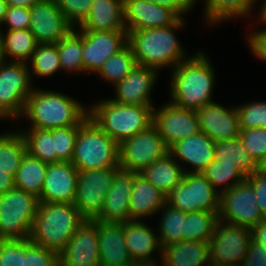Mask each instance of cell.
Masks as SVG:
<instances>
[{
  "label": "cell",
  "mask_w": 266,
  "mask_h": 266,
  "mask_svg": "<svg viewBox=\"0 0 266 266\" xmlns=\"http://www.w3.org/2000/svg\"><path fill=\"white\" fill-rule=\"evenodd\" d=\"M171 73L170 103L179 108L197 110L214 102V66L202 50L181 62Z\"/></svg>",
  "instance_id": "1"
},
{
  "label": "cell",
  "mask_w": 266,
  "mask_h": 266,
  "mask_svg": "<svg viewBox=\"0 0 266 266\" xmlns=\"http://www.w3.org/2000/svg\"><path fill=\"white\" fill-rule=\"evenodd\" d=\"M185 22L184 18H180L169 27L127 31L128 45L133 51L137 64L160 72L170 66L173 69L190 58L191 56H186V50L175 34L184 27Z\"/></svg>",
  "instance_id": "2"
},
{
  "label": "cell",
  "mask_w": 266,
  "mask_h": 266,
  "mask_svg": "<svg viewBox=\"0 0 266 266\" xmlns=\"http://www.w3.org/2000/svg\"><path fill=\"white\" fill-rule=\"evenodd\" d=\"M64 93L34 88L26 99L22 117L30 127L52 130L79 126L88 116L89 109Z\"/></svg>",
  "instance_id": "3"
},
{
  "label": "cell",
  "mask_w": 266,
  "mask_h": 266,
  "mask_svg": "<svg viewBox=\"0 0 266 266\" xmlns=\"http://www.w3.org/2000/svg\"><path fill=\"white\" fill-rule=\"evenodd\" d=\"M84 220L74 203H39L29 239L59 255Z\"/></svg>",
  "instance_id": "4"
},
{
  "label": "cell",
  "mask_w": 266,
  "mask_h": 266,
  "mask_svg": "<svg viewBox=\"0 0 266 266\" xmlns=\"http://www.w3.org/2000/svg\"><path fill=\"white\" fill-rule=\"evenodd\" d=\"M89 107V117L119 145L153 123L151 106L120 104L107 98Z\"/></svg>",
  "instance_id": "5"
},
{
  "label": "cell",
  "mask_w": 266,
  "mask_h": 266,
  "mask_svg": "<svg viewBox=\"0 0 266 266\" xmlns=\"http://www.w3.org/2000/svg\"><path fill=\"white\" fill-rule=\"evenodd\" d=\"M71 163L78 171L120 167L119 144L88 116L79 125Z\"/></svg>",
  "instance_id": "6"
},
{
  "label": "cell",
  "mask_w": 266,
  "mask_h": 266,
  "mask_svg": "<svg viewBox=\"0 0 266 266\" xmlns=\"http://www.w3.org/2000/svg\"><path fill=\"white\" fill-rule=\"evenodd\" d=\"M39 199L13 188L0 195V240H22L31 235Z\"/></svg>",
  "instance_id": "7"
},
{
  "label": "cell",
  "mask_w": 266,
  "mask_h": 266,
  "mask_svg": "<svg viewBox=\"0 0 266 266\" xmlns=\"http://www.w3.org/2000/svg\"><path fill=\"white\" fill-rule=\"evenodd\" d=\"M31 80L32 76L25 62L7 61L0 65L1 120H15L22 116L26 99L35 88Z\"/></svg>",
  "instance_id": "8"
},
{
  "label": "cell",
  "mask_w": 266,
  "mask_h": 266,
  "mask_svg": "<svg viewBox=\"0 0 266 266\" xmlns=\"http://www.w3.org/2000/svg\"><path fill=\"white\" fill-rule=\"evenodd\" d=\"M166 203L184 213L219 212L220 193L202 173L186 172L166 196Z\"/></svg>",
  "instance_id": "9"
},
{
  "label": "cell",
  "mask_w": 266,
  "mask_h": 266,
  "mask_svg": "<svg viewBox=\"0 0 266 266\" xmlns=\"http://www.w3.org/2000/svg\"><path fill=\"white\" fill-rule=\"evenodd\" d=\"M264 219L252 185L246 179L220 192L218 220L251 229Z\"/></svg>",
  "instance_id": "10"
},
{
  "label": "cell",
  "mask_w": 266,
  "mask_h": 266,
  "mask_svg": "<svg viewBox=\"0 0 266 266\" xmlns=\"http://www.w3.org/2000/svg\"><path fill=\"white\" fill-rule=\"evenodd\" d=\"M118 168L78 171L74 205L84 219L95 220L100 215Z\"/></svg>",
  "instance_id": "11"
},
{
  "label": "cell",
  "mask_w": 266,
  "mask_h": 266,
  "mask_svg": "<svg viewBox=\"0 0 266 266\" xmlns=\"http://www.w3.org/2000/svg\"><path fill=\"white\" fill-rule=\"evenodd\" d=\"M168 152L163 138L152 124L119 145L120 167L141 173Z\"/></svg>",
  "instance_id": "12"
},
{
  "label": "cell",
  "mask_w": 266,
  "mask_h": 266,
  "mask_svg": "<svg viewBox=\"0 0 266 266\" xmlns=\"http://www.w3.org/2000/svg\"><path fill=\"white\" fill-rule=\"evenodd\" d=\"M250 241L249 228L218 220L208 241L210 260L228 266H241Z\"/></svg>",
  "instance_id": "13"
},
{
  "label": "cell",
  "mask_w": 266,
  "mask_h": 266,
  "mask_svg": "<svg viewBox=\"0 0 266 266\" xmlns=\"http://www.w3.org/2000/svg\"><path fill=\"white\" fill-rule=\"evenodd\" d=\"M152 124L168 148L175 142L200 132L196 110L179 108L169 101L159 108H153Z\"/></svg>",
  "instance_id": "14"
},
{
  "label": "cell",
  "mask_w": 266,
  "mask_h": 266,
  "mask_svg": "<svg viewBox=\"0 0 266 266\" xmlns=\"http://www.w3.org/2000/svg\"><path fill=\"white\" fill-rule=\"evenodd\" d=\"M29 30L38 44H56L75 27L64 17L56 0H39L31 8Z\"/></svg>",
  "instance_id": "15"
},
{
  "label": "cell",
  "mask_w": 266,
  "mask_h": 266,
  "mask_svg": "<svg viewBox=\"0 0 266 266\" xmlns=\"http://www.w3.org/2000/svg\"><path fill=\"white\" fill-rule=\"evenodd\" d=\"M83 34V72L96 74L104 62L128 44L127 31L80 30Z\"/></svg>",
  "instance_id": "16"
},
{
  "label": "cell",
  "mask_w": 266,
  "mask_h": 266,
  "mask_svg": "<svg viewBox=\"0 0 266 266\" xmlns=\"http://www.w3.org/2000/svg\"><path fill=\"white\" fill-rule=\"evenodd\" d=\"M59 266H100L98 221L85 219L59 254Z\"/></svg>",
  "instance_id": "17"
},
{
  "label": "cell",
  "mask_w": 266,
  "mask_h": 266,
  "mask_svg": "<svg viewBox=\"0 0 266 266\" xmlns=\"http://www.w3.org/2000/svg\"><path fill=\"white\" fill-rule=\"evenodd\" d=\"M127 31L174 25L181 17L171 8L145 0H123Z\"/></svg>",
  "instance_id": "18"
},
{
  "label": "cell",
  "mask_w": 266,
  "mask_h": 266,
  "mask_svg": "<svg viewBox=\"0 0 266 266\" xmlns=\"http://www.w3.org/2000/svg\"><path fill=\"white\" fill-rule=\"evenodd\" d=\"M139 173L119 167L114 174L104 207L95 219L102 222L124 223L130 221L129 198Z\"/></svg>",
  "instance_id": "19"
},
{
  "label": "cell",
  "mask_w": 266,
  "mask_h": 266,
  "mask_svg": "<svg viewBox=\"0 0 266 266\" xmlns=\"http://www.w3.org/2000/svg\"><path fill=\"white\" fill-rule=\"evenodd\" d=\"M159 71L136 65V67L119 83L115 85V97L112 101L120 104H131L139 106H151L154 108L153 99L151 100L152 90Z\"/></svg>",
  "instance_id": "20"
},
{
  "label": "cell",
  "mask_w": 266,
  "mask_h": 266,
  "mask_svg": "<svg viewBox=\"0 0 266 266\" xmlns=\"http://www.w3.org/2000/svg\"><path fill=\"white\" fill-rule=\"evenodd\" d=\"M200 132L213 141L235 139L240 136V123L236 107L227 108L217 102L196 110Z\"/></svg>",
  "instance_id": "21"
},
{
  "label": "cell",
  "mask_w": 266,
  "mask_h": 266,
  "mask_svg": "<svg viewBox=\"0 0 266 266\" xmlns=\"http://www.w3.org/2000/svg\"><path fill=\"white\" fill-rule=\"evenodd\" d=\"M78 170L71 162L48 164L39 203H74Z\"/></svg>",
  "instance_id": "22"
},
{
  "label": "cell",
  "mask_w": 266,
  "mask_h": 266,
  "mask_svg": "<svg viewBox=\"0 0 266 266\" xmlns=\"http://www.w3.org/2000/svg\"><path fill=\"white\" fill-rule=\"evenodd\" d=\"M125 225V242L133 262L137 266H156L154 254L161 251L157 233L143 220H131ZM156 262V263H155Z\"/></svg>",
  "instance_id": "23"
},
{
  "label": "cell",
  "mask_w": 266,
  "mask_h": 266,
  "mask_svg": "<svg viewBox=\"0 0 266 266\" xmlns=\"http://www.w3.org/2000/svg\"><path fill=\"white\" fill-rule=\"evenodd\" d=\"M168 150L178 163L182 161L181 166H191L187 173H201L215 160V141L203 132L175 142Z\"/></svg>",
  "instance_id": "24"
},
{
  "label": "cell",
  "mask_w": 266,
  "mask_h": 266,
  "mask_svg": "<svg viewBox=\"0 0 266 266\" xmlns=\"http://www.w3.org/2000/svg\"><path fill=\"white\" fill-rule=\"evenodd\" d=\"M100 265L135 264L125 242L123 223L98 221Z\"/></svg>",
  "instance_id": "25"
},
{
  "label": "cell",
  "mask_w": 266,
  "mask_h": 266,
  "mask_svg": "<svg viewBox=\"0 0 266 266\" xmlns=\"http://www.w3.org/2000/svg\"><path fill=\"white\" fill-rule=\"evenodd\" d=\"M76 28L94 31H127L123 0H94L88 16Z\"/></svg>",
  "instance_id": "26"
},
{
  "label": "cell",
  "mask_w": 266,
  "mask_h": 266,
  "mask_svg": "<svg viewBox=\"0 0 266 266\" xmlns=\"http://www.w3.org/2000/svg\"><path fill=\"white\" fill-rule=\"evenodd\" d=\"M165 203L166 196L139 173L129 198L130 221L152 217L160 212Z\"/></svg>",
  "instance_id": "27"
},
{
  "label": "cell",
  "mask_w": 266,
  "mask_h": 266,
  "mask_svg": "<svg viewBox=\"0 0 266 266\" xmlns=\"http://www.w3.org/2000/svg\"><path fill=\"white\" fill-rule=\"evenodd\" d=\"M160 266H206L210 261L208 242L181 241L162 247Z\"/></svg>",
  "instance_id": "28"
},
{
  "label": "cell",
  "mask_w": 266,
  "mask_h": 266,
  "mask_svg": "<svg viewBox=\"0 0 266 266\" xmlns=\"http://www.w3.org/2000/svg\"><path fill=\"white\" fill-rule=\"evenodd\" d=\"M188 170L168 152L140 174L167 196L179 184Z\"/></svg>",
  "instance_id": "29"
},
{
  "label": "cell",
  "mask_w": 266,
  "mask_h": 266,
  "mask_svg": "<svg viewBox=\"0 0 266 266\" xmlns=\"http://www.w3.org/2000/svg\"><path fill=\"white\" fill-rule=\"evenodd\" d=\"M257 2L259 0H205L204 20L211 26L228 19L248 18Z\"/></svg>",
  "instance_id": "30"
},
{
  "label": "cell",
  "mask_w": 266,
  "mask_h": 266,
  "mask_svg": "<svg viewBox=\"0 0 266 266\" xmlns=\"http://www.w3.org/2000/svg\"><path fill=\"white\" fill-rule=\"evenodd\" d=\"M215 159L237 165V170L245 178L259 170V164L249 155L239 137L215 142Z\"/></svg>",
  "instance_id": "31"
},
{
  "label": "cell",
  "mask_w": 266,
  "mask_h": 266,
  "mask_svg": "<svg viewBox=\"0 0 266 266\" xmlns=\"http://www.w3.org/2000/svg\"><path fill=\"white\" fill-rule=\"evenodd\" d=\"M48 163L31 156L28 152L14 176L15 188L30 193L37 198L42 192Z\"/></svg>",
  "instance_id": "32"
},
{
  "label": "cell",
  "mask_w": 266,
  "mask_h": 266,
  "mask_svg": "<svg viewBox=\"0 0 266 266\" xmlns=\"http://www.w3.org/2000/svg\"><path fill=\"white\" fill-rule=\"evenodd\" d=\"M27 153V146L20 129L0 134V170L15 176Z\"/></svg>",
  "instance_id": "33"
},
{
  "label": "cell",
  "mask_w": 266,
  "mask_h": 266,
  "mask_svg": "<svg viewBox=\"0 0 266 266\" xmlns=\"http://www.w3.org/2000/svg\"><path fill=\"white\" fill-rule=\"evenodd\" d=\"M2 35L7 61L29 62L38 45L32 32L29 29L6 30Z\"/></svg>",
  "instance_id": "34"
},
{
  "label": "cell",
  "mask_w": 266,
  "mask_h": 266,
  "mask_svg": "<svg viewBox=\"0 0 266 266\" xmlns=\"http://www.w3.org/2000/svg\"><path fill=\"white\" fill-rule=\"evenodd\" d=\"M61 70L83 73V34L76 27L56 43Z\"/></svg>",
  "instance_id": "35"
},
{
  "label": "cell",
  "mask_w": 266,
  "mask_h": 266,
  "mask_svg": "<svg viewBox=\"0 0 266 266\" xmlns=\"http://www.w3.org/2000/svg\"><path fill=\"white\" fill-rule=\"evenodd\" d=\"M218 213L207 211L186 213L182 241L208 242L214 233Z\"/></svg>",
  "instance_id": "36"
},
{
  "label": "cell",
  "mask_w": 266,
  "mask_h": 266,
  "mask_svg": "<svg viewBox=\"0 0 266 266\" xmlns=\"http://www.w3.org/2000/svg\"><path fill=\"white\" fill-rule=\"evenodd\" d=\"M137 65L131 47L127 44L117 54L109 57L96 75L115 86L122 81Z\"/></svg>",
  "instance_id": "37"
},
{
  "label": "cell",
  "mask_w": 266,
  "mask_h": 266,
  "mask_svg": "<svg viewBox=\"0 0 266 266\" xmlns=\"http://www.w3.org/2000/svg\"><path fill=\"white\" fill-rule=\"evenodd\" d=\"M160 211L162 212V217L158 222L159 230L157 235L161 248L181 242L186 213L171 207L167 203H165Z\"/></svg>",
  "instance_id": "38"
},
{
  "label": "cell",
  "mask_w": 266,
  "mask_h": 266,
  "mask_svg": "<svg viewBox=\"0 0 266 266\" xmlns=\"http://www.w3.org/2000/svg\"><path fill=\"white\" fill-rule=\"evenodd\" d=\"M20 130L26 142L27 152L45 163H56V151L53 140V129Z\"/></svg>",
  "instance_id": "39"
},
{
  "label": "cell",
  "mask_w": 266,
  "mask_h": 266,
  "mask_svg": "<svg viewBox=\"0 0 266 266\" xmlns=\"http://www.w3.org/2000/svg\"><path fill=\"white\" fill-rule=\"evenodd\" d=\"M29 61L27 65L32 76L51 77L62 71L56 44H38Z\"/></svg>",
  "instance_id": "40"
},
{
  "label": "cell",
  "mask_w": 266,
  "mask_h": 266,
  "mask_svg": "<svg viewBox=\"0 0 266 266\" xmlns=\"http://www.w3.org/2000/svg\"><path fill=\"white\" fill-rule=\"evenodd\" d=\"M201 173L211 182L219 193L232 188L234 185L246 179L237 170V165L221 163V160L216 159Z\"/></svg>",
  "instance_id": "41"
},
{
  "label": "cell",
  "mask_w": 266,
  "mask_h": 266,
  "mask_svg": "<svg viewBox=\"0 0 266 266\" xmlns=\"http://www.w3.org/2000/svg\"><path fill=\"white\" fill-rule=\"evenodd\" d=\"M79 126L53 129L56 162H71Z\"/></svg>",
  "instance_id": "42"
},
{
  "label": "cell",
  "mask_w": 266,
  "mask_h": 266,
  "mask_svg": "<svg viewBox=\"0 0 266 266\" xmlns=\"http://www.w3.org/2000/svg\"><path fill=\"white\" fill-rule=\"evenodd\" d=\"M238 112L240 129H266V101H254L235 106Z\"/></svg>",
  "instance_id": "43"
},
{
  "label": "cell",
  "mask_w": 266,
  "mask_h": 266,
  "mask_svg": "<svg viewBox=\"0 0 266 266\" xmlns=\"http://www.w3.org/2000/svg\"><path fill=\"white\" fill-rule=\"evenodd\" d=\"M239 138L249 155L259 164L266 156V129H241Z\"/></svg>",
  "instance_id": "44"
},
{
  "label": "cell",
  "mask_w": 266,
  "mask_h": 266,
  "mask_svg": "<svg viewBox=\"0 0 266 266\" xmlns=\"http://www.w3.org/2000/svg\"><path fill=\"white\" fill-rule=\"evenodd\" d=\"M31 240H0V266H23V250Z\"/></svg>",
  "instance_id": "45"
},
{
  "label": "cell",
  "mask_w": 266,
  "mask_h": 266,
  "mask_svg": "<svg viewBox=\"0 0 266 266\" xmlns=\"http://www.w3.org/2000/svg\"><path fill=\"white\" fill-rule=\"evenodd\" d=\"M23 266H59V255L31 242L23 250Z\"/></svg>",
  "instance_id": "46"
},
{
  "label": "cell",
  "mask_w": 266,
  "mask_h": 266,
  "mask_svg": "<svg viewBox=\"0 0 266 266\" xmlns=\"http://www.w3.org/2000/svg\"><path fill=\"white\" fill-rule=\"evenodd\" d=\"M94 0H56L64 17L77 27L89 14Z\"/></svg>",
  "instance_id": "47"
},
{
  "label": "cell",
  "mask_w": 266,
  "mask_h": 266,
  "mask_svg": "<svg viewBox=\"0 0 266 266\" xmlns=\"http://www.w3.org/2000/svg\"><path fill=\"white\" fill-rule=\"evenodd\" d=\"M30 23V12L28 8L8 6L2 23L7 25V30L28 29Z\"/></svg>",
  "instance_id": "48"
},
{
  "label": "cell",
  "mask_w": 266,
  "mask_h": 266,
  "mask_svg": "<svg viewBox=\"0 0 266 266\" xmlns=\"http://www.w3.org/2000/svg\"><path fill=\"white\" fill-rule=\"evenodd\" d=\"M246 180L252 185L257 204L266 219V174L258 170L253 172Z\"/></svg>",
  "instance_id": "49"
},
{
  "label": "cell",
  "mask_w": 266,
  "mask_h": 266,
  "mask_svg": "<svg viewBox=\"0 0 266 266\" xmlns=\"http://www.w3.org/2000/svg\"><path fill=\"white\" fill-rule=\"evenodd\" d=\"M241 266H266V245L259 244L251 239Z\"/></svg>",
  "instance_id": "50"
},
{
  "label": "cell",
  "mask_w": 266,
  "mask_h": 266,
  "mask_svg": "<svg viewBox=\"0 0 266 266\" xmlns=\"http://www.w3.org/2000/svg\"><path fill=\"white\" fill-rule=\"evenodd\" d=\"M247 37V44L256 58L266 62V28L252 31Z\"/></svg>",
  "instance_id": "51"
},
{
  "label": "cell",
  "mask_w": 266,
  "mask_h": 266,
  "mask_svg": "<svg viewBox=\"0 0 266 266\" xmlns=\"http://www.w3.org/2000/svg\"><path fill=\"white\" fill-rule=\"evenodd\" d=\"M173 9L181 18L196 5L192 0H145Z\"/></svg>",
  "instance_id": "52"
},
{
  "label": "cell",
  "mask_w": 266,
  "mask_h": 266,
  "mask_svg": "<svg viewBox=\"0 0 266 266\" xmlns=\"http://www.w3.org/2000/svg\"><path fill=\"white\" fill-rule=\"evenodd\" d=\"M251 239L259 244L266 245V219L250 229Z\"/></svg>",
  "instance_id": "53"
},
{
  "label": "cell",
  "mask_w": 266,
  "mask_h": 266,
  "mask_svg": "<svg viewBox=\"0 0 266 266\" xmlns=\"http://www.w3.org/2000/svg\"><path fill=\"white\" fill-rule=\"evenodd\" d=\"M15 188L14 176L10 171L0 170V195Z\"/></svg>",
  "instance_id": "54"
},
{
  "label": "cell",
  "mask_w": 266,
  "mask_h": 266,
  "mask_svg": "<svg viewBox=\"0 0 266 266\" xmlns=\"http://www.w3.org/2000/svg\"><path fill=\"white\" fill-rule=\"evenodd\" d=\"M8 6L31 8L39 0H5Z\"/></svg>",
  "instance_id": "55"
},
{
  "label": "cell",
  "mask_w": 266,
  "mask_h": 266,
  "mask_svg": "<svg viewBox=\"0 0 266 266\" xmlns=\"http://www.w3.org/2000/svg\"><path fill=\"white\" fill-rule=\"evenodd\" d=\"M261 3H263V4H261L260 5V10H259V20H261V22H263V26L264 25H266V0H264L263 2L262 1H260Z\"/></svg>",
  "instance_id": "56"
},
{
  "label": "cell",
  "mask_w": 266,
  "mask_h": 266,
  "mask_svg": "<svg viewBox=\"0 0 266 266\" xmlns=\"http://www.w3.org/2000/svg\"><path fill=\"white\" fill-rule=\"evenodd\" d=\"M8 4L5 0H0V27H2V23L5 18V14L7 12Z\"/></svg>",
  "instance_id": "57"
},
{
  "label": "cell",
  "mask_w": 266,
  "mask_h": 266,
  "mask_svg": "<svg viewBox=\"0 0 266 266\" xmlns=\"http://www.w3.org/2000/svg\"><path fill=\"white\" fill-rule=\"evenodd\" d=\"M6 62H7V59H6L5 52H4L3 35H2V30L0 28V65Z\"/></svg>",
  "instance_id": "58"
},
{
  "label": "cell",
  "mask_w": 266,
  "mask_h": 266,
  "mask_svg": "<svg viewBox=\"0 0 266 266\" xmlns=\"http://www.w3.org/2000/svg\"><path fill=\"white\" fill-rule=\"evenodd\" d=\"M259 171L266 174V156L259 163Z\"/></svg>",
  "instance_id": "59"
},
{
  "label": "cell",
  "mask_w": 266,
  "mask_h": 266,
  "mask_svg": "<svg viewBox=\"0 0 266 266\" xmlns=\"http://www.w3.org/2000/svg\"><path fill=\"white\" fill-rule=\"evenodd\" d=\"M100 266H137L136 264H110V265H100Z\"/></svg>",
  "instance_id": "60"
},
{
  "label": "cell",
  "mask_w": 266,
  "mask_h": 266,
  "mask_svg": "<svg viewBox=\"0 0 266 266\" xmlns=\"http://www.w3.org/2000/svg\"><path fill=\"white\" fill-rule=\"evenodd\" d=\"M206 266H228V265L215 263V262H212V261L210 260Z\"/></svg>",
  "instance_id": "61"
}]
</instances>
